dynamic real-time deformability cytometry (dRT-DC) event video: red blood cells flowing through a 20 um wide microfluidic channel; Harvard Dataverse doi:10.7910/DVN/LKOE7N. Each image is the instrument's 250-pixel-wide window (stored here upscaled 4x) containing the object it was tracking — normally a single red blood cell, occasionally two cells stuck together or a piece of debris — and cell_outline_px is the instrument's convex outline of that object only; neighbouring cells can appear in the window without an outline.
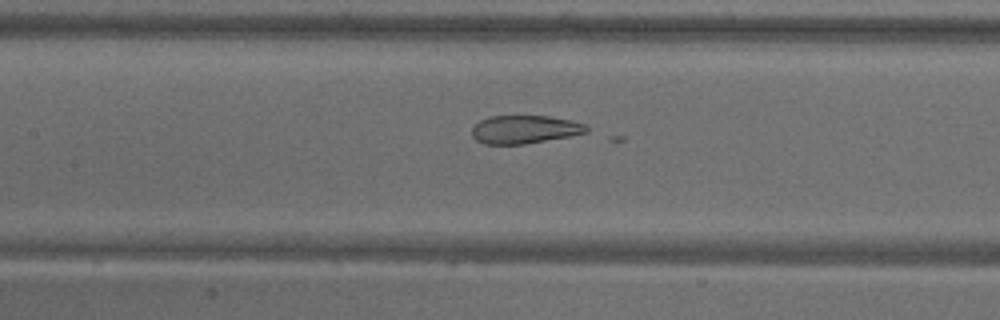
{"species": "common noctule bat (a hibernating species)", "species_latin": "Nyctalus noctula", "temperature_condition": "warm", "stored_images_in_passage": 55, "camera_frame_rate_fps": 3000, "um_per_image_px": 0.085, "animal": {"sex": "male", "body_mass_g": 18.8}, "frame": {"image": 1, "passage_image": 25, "time_ms": 8.0, "image_size_px": [1000, 320], "cell_outline_px": [[588, 132], [568, 136], [524, 144], [484, 144], [476, 140], [472, 136], [472, 128], [480, 120], [492, 116], [548, 116], [568, 120], [584, 124], [588, 128]], "centroid_in_image_um": [44.55, 11.0], "position_along_channel_um": 162.8, "area_um2": 18.55}}
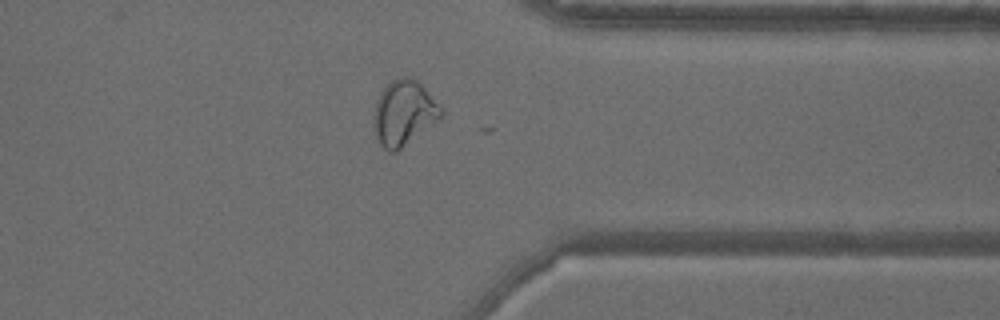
{"frame": {"image": 2, "passage_image": 43, "time_ms": 14.0, "image_size_px": [1000, 320], "cell_outline_px": [[444, 112], [440, 120], [396, 152], [388, 152], [380, 144], [376, 136], [372, 124], [372, 116], [376, 100], [380, 92], [392, 80], [404, 76], [416, 80], [424, 88]], "centroid_in_image_um": [34.29, 9.63], "position_along_channel_um": 377.1, "area_um2": 25.55}}
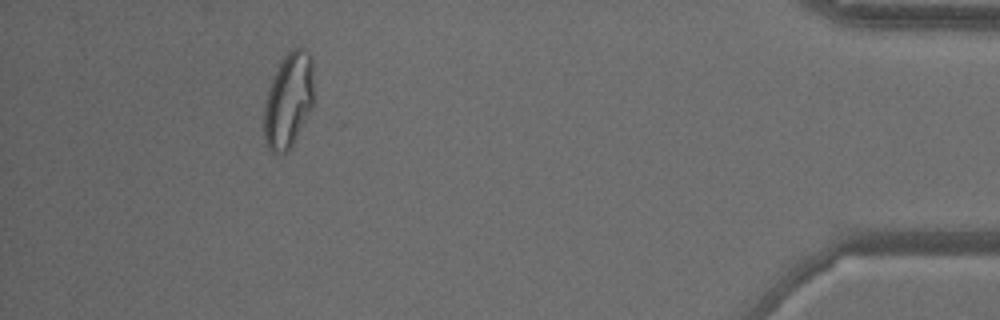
{"frame": {"image": 3, "passage_image": 50, "time_ms": 16.333, "image_size_px": [1000, 320], "cell_outline_px": [[316, 100], [312, 108], [288, 152], [276, 156], [264, 144], [264, 104], [272, 80], [284, 56], [292, 48], [300, 44], [308, 52], [312, 60], [316, 96]], "centroid_in_image_um": [24.56, 8.54], "position_along_channel_um": 410.6, "area_um2": 28.38}}